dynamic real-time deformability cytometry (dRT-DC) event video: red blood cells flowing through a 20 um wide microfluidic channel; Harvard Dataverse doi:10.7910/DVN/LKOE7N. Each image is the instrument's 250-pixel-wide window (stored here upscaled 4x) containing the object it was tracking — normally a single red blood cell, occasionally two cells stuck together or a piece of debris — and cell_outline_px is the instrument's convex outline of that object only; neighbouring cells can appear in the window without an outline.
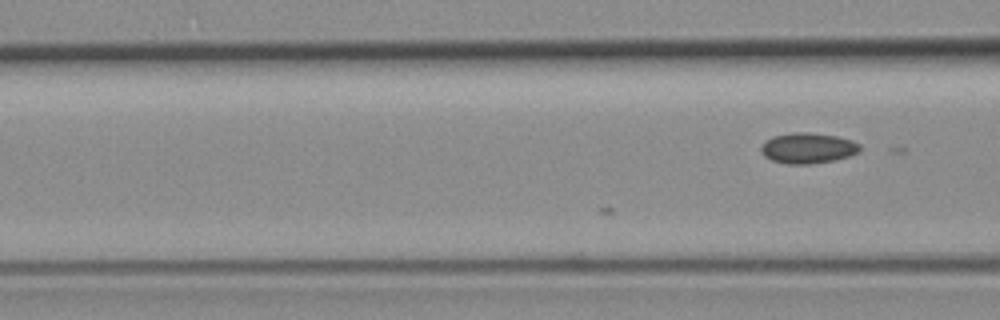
{"species": "common noctule bat (a hibernating species)", "species_latin": "Nyctalus noctula", "temperature_condition": "room temperature", "stored_images_in_passage": 10, "camera_frame_rate_fps": 3000, "um_per_image_px": 0.085, "animal": {"sex": "female", "body_mass_g": 19.3, "forearm_length_mm": 54.1}, "frame": {"image": 1, "passage_image": 10, "time_ms": 3.0, "image_size_px": [1000, 320], "cell_outline_px": [[860, 152], [836, 160], [808, 164], [784, 164], [772, 160], [764, 156], [760, 152], [760, 148], [772, 136], [792, 132], [808, 132], [836, 136], [852, 140], [860, 144]], "centroid_in_image_um": [68.67, 12.59], "position_along_channel_um": 97.9, "area_um2": 17.69}}